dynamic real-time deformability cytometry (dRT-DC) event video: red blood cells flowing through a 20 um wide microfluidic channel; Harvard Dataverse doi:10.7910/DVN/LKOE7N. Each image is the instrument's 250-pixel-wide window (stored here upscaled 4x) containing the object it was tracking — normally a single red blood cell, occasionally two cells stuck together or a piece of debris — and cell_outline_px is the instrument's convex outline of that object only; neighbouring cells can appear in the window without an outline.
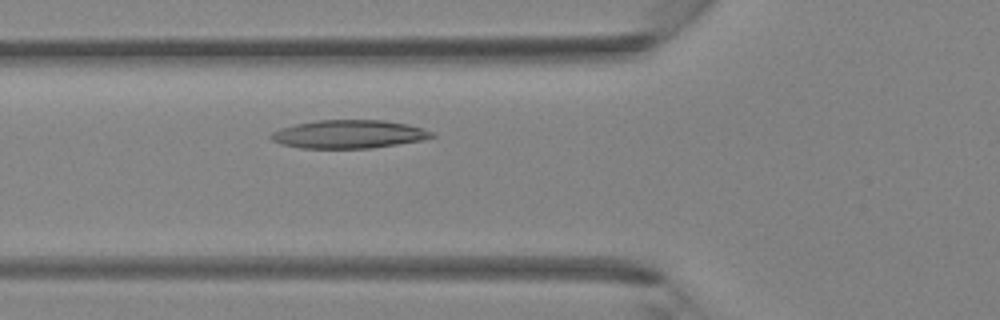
{"species": "Egyptian fruit bat (a non-hibernating species)", "species_latin": "Rousettus aegyptiacus", "temperature_condition": "room temperature", "stored_images_in_passage": 37, "camera_frame_rate_fps": 3000, "um_per_image_px": 0.085, "animal": {"sex": "female"}, "frame": {"image": 1, "passage_image": 11, "time_ms": 3.333, "image_size_px": [1000, 320], "cell_outline_px": [[436, 136], [424, 140], [372, 148], [300, 148], [280, 144], [272, 140], [268, 136], [272, 132], [280, 128], [296, 124], [316, 120], [384, 120], [408, 124], [432, 132]], "centroid_in_image_um": [29.63, 11.41], "position_along_channel_um": 96.2, "area_um2": 26.59}}
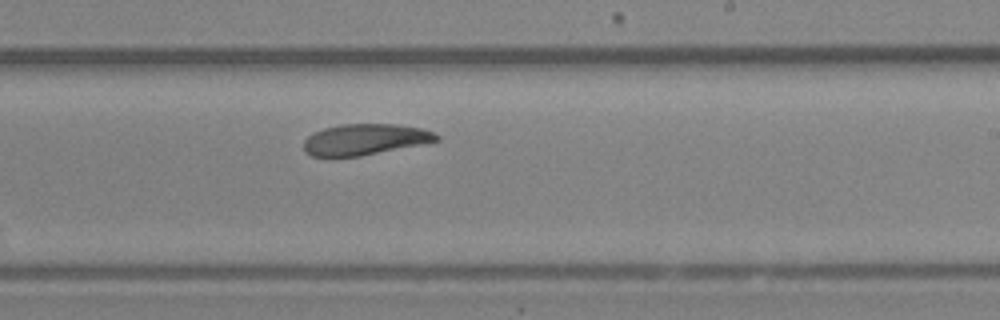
{"frame": {"image": 2, "passage_image": 21, "time_ms": 6.667, "image_size_px": [1000, 320], "cell_outline_px": [[440, 140], [360, 156], [312, 156], [304, 152], [304, 140], [312, 132], [324, 128], [340, 124], [396, 124], [420, 128], [432, 132], [440, 136]], "centroid_in_image_um": [30.98, 11.84], "position_along_channel_um": 258.0, "area_um2": 23.81}}
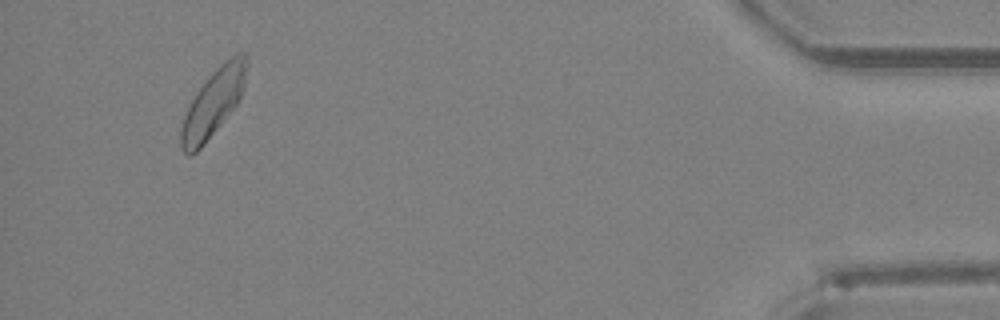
{"frame": {"image": 3, "passage_image": 35, "time_ms": 11.333, "image_size_px": [1000, 320], "cell_outline_px": [[248, 64], [244, 88], [236, 104], [220, 124], [200, 148], [196, 152], [188, 156], [180, 148], [180, 128], [184, 116], [196, 92], [212, 72], [224, 60], [236, 52], [244, 52], [248, 56]], "centroid_in_image_um": [18.14, 8.69], "position_along_channel_um": 417.1, "area_um2": 25.43}}